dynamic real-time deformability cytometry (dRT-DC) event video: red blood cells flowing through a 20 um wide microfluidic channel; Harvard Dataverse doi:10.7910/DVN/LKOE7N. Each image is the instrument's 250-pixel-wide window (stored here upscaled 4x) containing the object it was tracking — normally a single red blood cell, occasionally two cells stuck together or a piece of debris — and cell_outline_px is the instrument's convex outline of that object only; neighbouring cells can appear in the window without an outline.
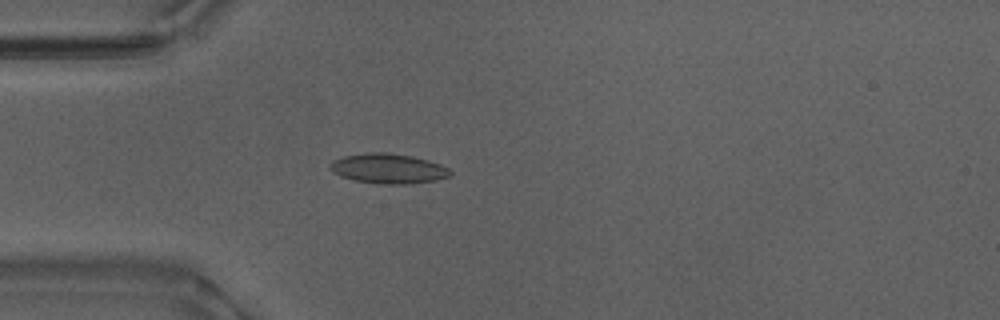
{"species": "Egyptian fruit bat (a non-hibernating species)", "species_latin": "Rousettus aegyptiacus", "temperature_condition": "warm", "stored_images_in_passage": 30, "camera_frame_rate_fps": 3000, "um_per_image_px": 0.085, "animal": {"sex": "male"}, "frame": {"image": 1, "passage_image": 14, "time_ms": 4.333, "image_size_px": [1000, 320], "cell_outline_px": [[452, 176], [436, 180], [408, 184], [380, 184], [356, 180], [340, 176], [332, 172], [328, 168], [328, 164], [332, 160], [340, 156], [368, 152], [384, 152], [412, 156], [428, 160], [440, 164], [448, 168], [452, 172]], "centroid_in_image_um": [32.97, 14.32], "position_along_channel_um": 52.0, "area_um2": 21.21}}